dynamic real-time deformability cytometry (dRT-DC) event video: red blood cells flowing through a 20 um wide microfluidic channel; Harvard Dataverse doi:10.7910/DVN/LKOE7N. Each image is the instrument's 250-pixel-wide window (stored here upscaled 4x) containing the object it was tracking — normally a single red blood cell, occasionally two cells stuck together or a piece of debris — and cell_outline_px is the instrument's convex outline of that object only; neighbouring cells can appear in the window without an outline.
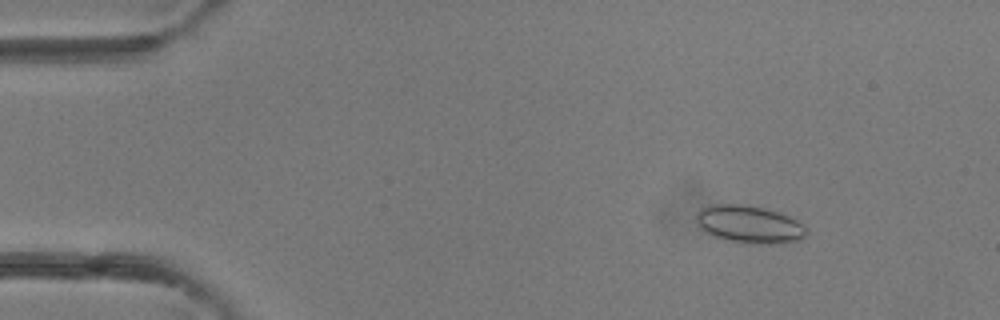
{"species": "common noctule bat (a hibernating species)", "species_latin": "Nyctalus noctula", "temperature_condition": "room temperature", "stored_images_in_passage": 42, "camera_frame_rate_fps": 3000, "um_per_image_px": 0.085, "animal": {"sex": "female"}, "frame": {"image": 1, "passage_image": 6, "time_ms": 1.667, "image_size_px": [1000, 320], "cell_outline_px": [[808, 232], [800, 240], [780, 244], [760, 244], [724, 240], [700, 228], [696, 216], [700, 208], [712, 204], [748, 204], [780, 212], [796, 220], [808, 228]], "centroid_in_image_um": [63.73, 19.06], "position_along_channel_um": 21.3, "area_um2": 24.28}}
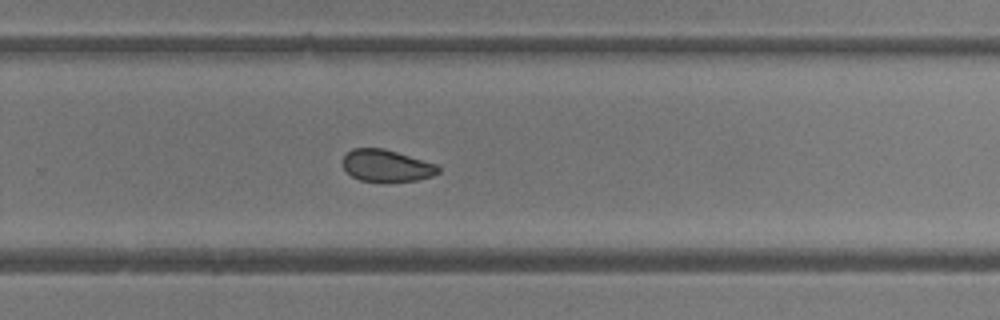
{"frame": {"image": 2, "passage_image": 28, "time_ms": 9.0, "image_size_px": [1000, 320], "cell_outline_px": [[440, 172], [432, 176], [416, 180], [360, 180], [352, 176], [344, 168], [344, 156], [352, 148], [384, 148], [436, 164], [440, 168]], "centroid_in_image_um": [32.87, 14.06], "position_along_channel_um": 296.9, "area_um2": 17.28}}
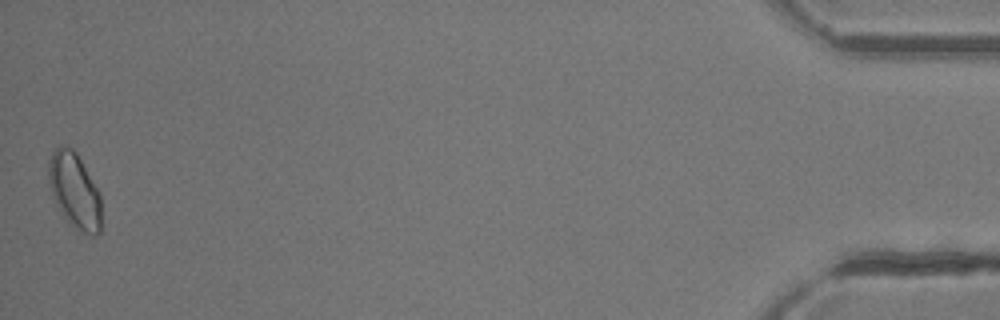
{"frame": {"image": 3, "passage_image": 42, "time_ms": 13.667, "image_size_px": [1000, 320], "cell_outline_px": [[100, 232], [96, 236], [92, 236], [80, 232], [68, 224], [56, 204], [48, 180], [48, 160], [52, 152], [60, 144], [64, 144], [72, 148], [76, 152], [96, 188], [100, 196]], "centroid_in_image_um": [6.31, 16.22], "position_along_channel_um": 428.9, "area_um2": 23.18}}